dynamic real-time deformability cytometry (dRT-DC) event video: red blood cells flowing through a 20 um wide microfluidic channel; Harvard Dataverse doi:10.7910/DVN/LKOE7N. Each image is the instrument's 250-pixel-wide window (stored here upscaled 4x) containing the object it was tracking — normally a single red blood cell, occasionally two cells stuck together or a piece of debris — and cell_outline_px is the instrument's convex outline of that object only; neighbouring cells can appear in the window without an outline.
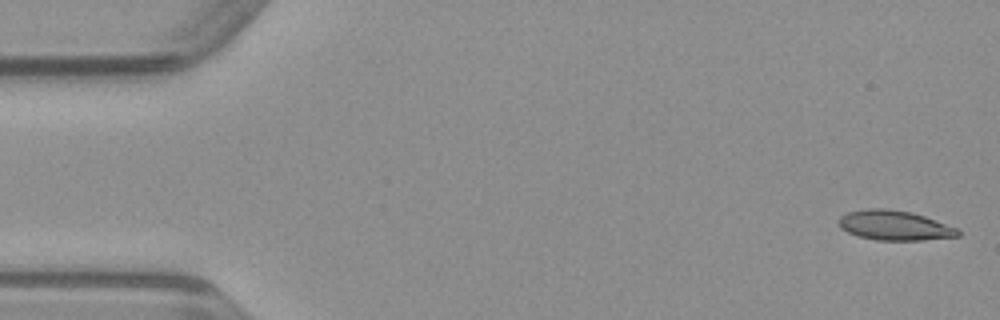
{"species": "common noctule bat (a hibernating species)", "species_latin": "Nyctalus noctula", "temperature_condition": "warm", "stored_images_in_passage": 49, "camera_frame_rate_fps": 3000, "um_per_image_px": 0.085, "animal": {"sex": "male", "body_mass_g": 23.1, "forearm_length_mm": 52.7}, "frame": {"image": 1, "passage_image": 1, "time_ms": 0.0, "image_size_px": [1000, 320], "cell_outline_px": [[960, 236], [920, 240], [876, 240], [856, 236], [840, 228], [836, 220], [840, 216], [848, 212], [868, 208], [888, 208], [912, 212], [924, 216], [956, 228], [960, 232]], "centroid_in_image_um": [75.97, 19.15], "position_along_channel_um": 9.0, "area_um2": 20.75}}
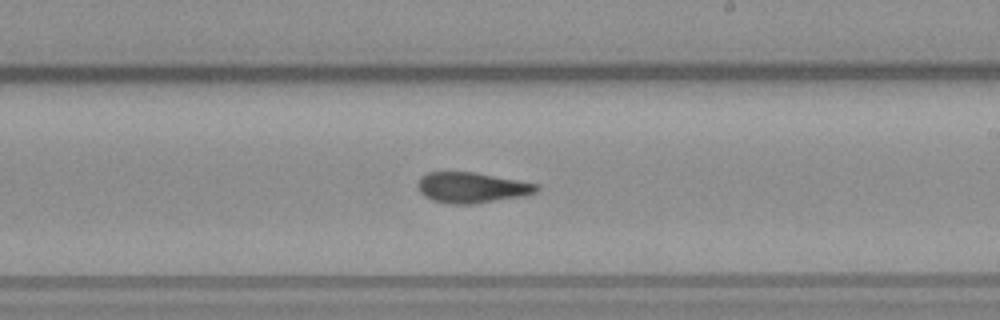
{"frame": {"image": 2, "passage_image": 28, "time_ms": 9.0, "image_size_px": [1000, 320], "cell_outline_px": [[540, 188], [536, 192], [524, 196], [472, 204], [452, 204], [432, 200], [424, 196], [416, 188], [416, 184], [420, 176], [428, 172], [476, 172], [540, 184]], "centroid_in_image_um": [40.09, 15.94], "position_along_channel_um": 248.9, "area_um2": 21.44}}
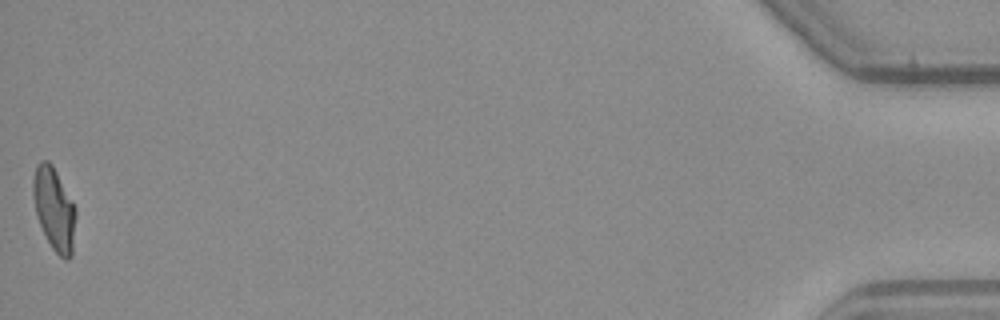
{"frame": {"image": 3, "passage_image": 49, "time_ms": 16.0, "image_size_px": [1000, 320], "cell_outline_px": [[76, 216], [72, 256], [68, 260], [64, 260], [52, 248], [40, 224], [36, 212], [32, 196], [32, 180], [36, 164], [40, 160], [48, 160], [52, 164], [76, 208]], "centroid_in_image_um": [4.6, 17.75], "position_along_channel_um": 430.6, "area_um2": 20.63}}